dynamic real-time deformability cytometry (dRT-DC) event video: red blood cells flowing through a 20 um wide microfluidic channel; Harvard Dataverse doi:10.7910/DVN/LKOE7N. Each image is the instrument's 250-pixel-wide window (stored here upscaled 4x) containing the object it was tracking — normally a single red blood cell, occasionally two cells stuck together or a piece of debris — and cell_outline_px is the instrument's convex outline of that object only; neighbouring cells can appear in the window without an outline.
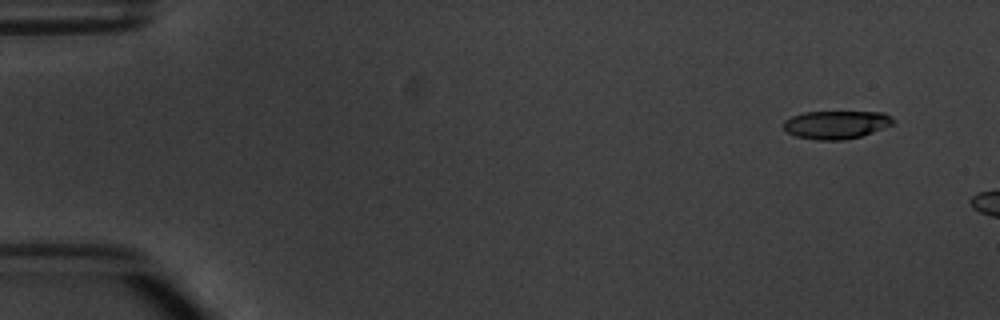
{"species": "common noctule bat (a hibernating species)", "species_latin": "Nyctalus noctula", "temperature_condition": "warm", "stored_images_in_passage": 3, "camera_frame_rate_fps": 3000, "um_per_image_px": 0.085, "animal": {"sex": "male", "body_mass_g": 20.1, "forearm_length_mm": 53.5}, "frame": {"image": 1, "passage_image": 1, "time_ms": 0.0, "image_size_px": [1000, 320], "cell_outline_px": [[892, 124], [872, 132], [860, 136], [844, 140], [816, 140], [796, 136], [788, 132], [784, 128], [784, 120], [792, 116], [804, 112], [884, 112], [892, 116]], "centroid_in_image_um": [71.05, 10.59], "position_along_channel_um": 13.9, "area_um2": 17.8}}